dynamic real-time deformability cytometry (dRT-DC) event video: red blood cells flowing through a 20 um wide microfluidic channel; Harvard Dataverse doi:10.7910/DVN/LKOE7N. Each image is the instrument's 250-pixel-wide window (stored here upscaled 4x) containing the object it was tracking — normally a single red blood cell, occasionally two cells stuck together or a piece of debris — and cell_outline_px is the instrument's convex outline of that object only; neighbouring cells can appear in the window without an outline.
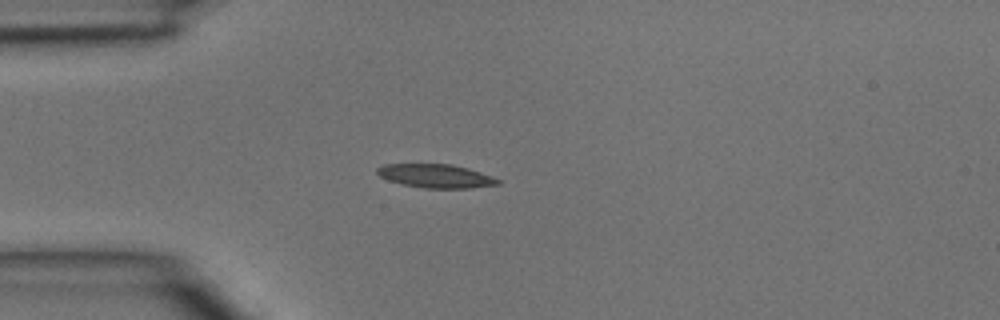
{"species": "common noctule bat (a hibernating species)", "species_latin": "Nyctalus noctula", "temperature_condition": "room temperature", "stored_images_in_passage": 3, "camera_frame_rate_fps": 3000, "um_per_image_px": 0.085, "animal": {"sex": "male", "body_mass_g": 15.6}, "frame": {"image": 1, "passage_image": 3, "time_ms": 0.667, "image_size_px": [1000, 320], "cell_outline_px": [[500, 184], [468, 188], [424, 188], [404, 184], [388, 180], [380, 176], [376, 172], [376, 168], [384, 164], [452, 164], [468, 168], [480, 172], [500, 180]], "centroid_in_image_um": [37.02, 14.95], "position_along_channel_um": 48.0, "area_um2": 16.47}}